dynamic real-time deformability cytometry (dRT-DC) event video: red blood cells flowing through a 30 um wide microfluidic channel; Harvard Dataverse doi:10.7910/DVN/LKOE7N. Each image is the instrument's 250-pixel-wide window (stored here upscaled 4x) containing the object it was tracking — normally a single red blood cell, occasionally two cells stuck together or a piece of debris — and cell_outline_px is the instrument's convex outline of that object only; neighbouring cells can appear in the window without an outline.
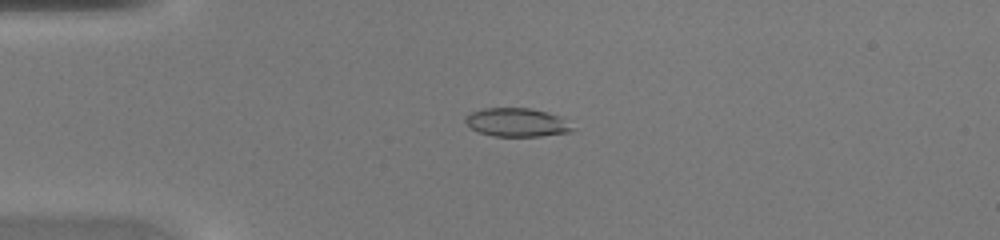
{"species": "common noctule bat (a hibernating species)", "species_latin": "Nyctalus noctula", "temperature_condition": "warm", "stored_images_in_passage": 46, "camera_frame_rate_fps": 3000, "um_per_image_px": 0.085, "animal": {"sex": "female", "body_mass_g": 20.0, "forearm_length_mm": 54.0}, "frame": {"image": 1, "passage_image": 12, "time_ms": 3.667, "image_size_px": [1000, 240], "cell_outline_px": [[576, 128], [568, 132], [540, 136], [492, 136], [480, 132], [472, 128], [464, 120], [464, 116], [472, 112], [484, 108], [532, 108], [560, 116]], "centroid_in_image_um": [43.94, 10.4], "position_along_channel_um": 41.1, "area_um2": 17.74}}
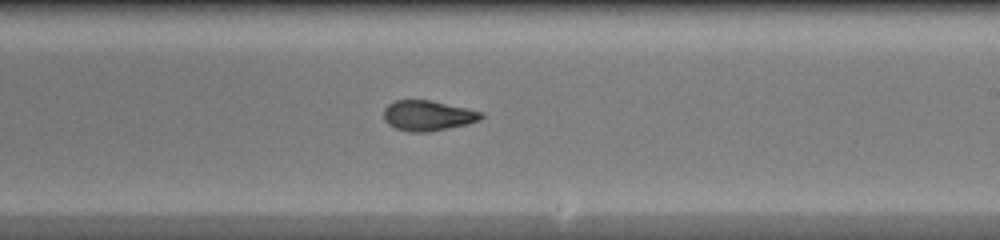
{"frame": {"image": 2, "passage_image": 28, "time_ms": 9.0, "image_size_px": [1000, 240], "cell_outline_px": [[484, 116], [480, 120], [468, 124], [428, 132], [408, 132], [396, 128], [388, 124], [384, 120], [384, 108], [388, 104], [396, 100], [432, 100], [484, 112]], "centroid_in_image_um": [36.38, 9.82], "position_along_channel_um": 252.6, "area_um2": 17.34}}
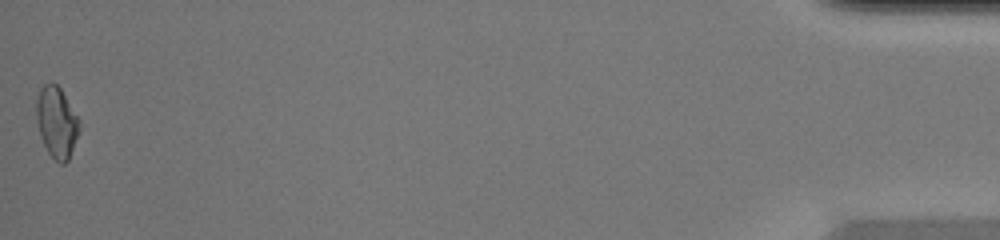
{"frame": {"image": 3, "passage_image": 46, "time_ms": 15.0, "image_size_px": [1000, 240], "cell_outline_px": [[80, 128], [68, 160], [64, 164], [60, 164], [48, 152], [40, 136], [36, 120], [36, 100], [40, 88], [44, 84], [56, 84], [60, 88], [80, 120]], "centroid_in_image_um": [4.81, 10.39], "position_along_channel_um": 430.4, "area_um2": 17.63}}